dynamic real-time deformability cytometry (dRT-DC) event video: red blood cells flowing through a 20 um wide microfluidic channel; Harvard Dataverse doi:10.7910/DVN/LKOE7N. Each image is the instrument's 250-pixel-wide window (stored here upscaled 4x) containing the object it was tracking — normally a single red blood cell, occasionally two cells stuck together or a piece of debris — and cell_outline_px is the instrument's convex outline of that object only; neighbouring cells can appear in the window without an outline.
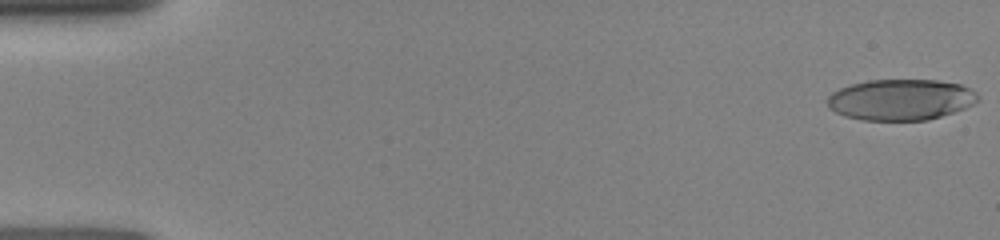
{"species": "human", "species_latin": "Homo sapiens", "temperature_condition": "room temperature", "stored_images_in_passage": 13, "camera_frame_rate_fps": 3000, "um_per_image_px": 0.085, "donor": {"sex": "female"}, "frame": {"image": 1, "passage_image": 1, "time_ms": 0.0, "image_size_px": [1000, 240], "cell_outline_px": [[980, 100], [964, 108], [928, 120], [864, 120], [844, 116], [828, 108], [828, 96], [832, 92], [840, 88], [852, 84], [868, 80], [936, 80], [960, 84], [976, 92], [980, 96]], "centroid_in_image_um": [76.56, 8.47], "position_along_channel_um": 8.4, "area_um2": 35.89}}
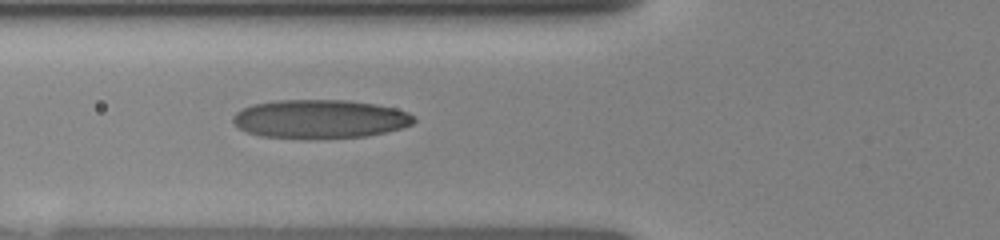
{"frame": {"image": 2, "passage_image": 8, "time_ms": 5.667, "image_size_px": [1000, 240], "cell_outline_px": [[416, 120], [412, 124], [400, 128], [368, 136], [308, 140], [300, 140], [260, 136], [248, 132], [232, 124], [232, 116], [236, 112], [252, 104], [276, 100], [348, 100], [376, 104], [396, 108], [408, 112]], "centroid_in_image_um": [27.16, 10.13], "position_along_channel_um": 98.6, "area_um2": 41.5}}
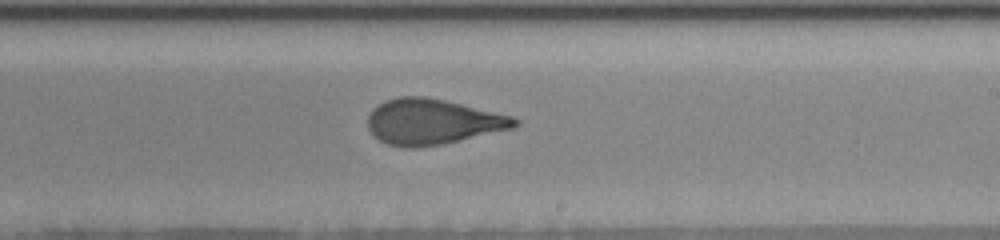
{"frame": {"image": 3, "passage_image": 13, "time_ms": 9.333, "image_size_px": [1000, 240], "cell_outline_px": [[520, 124], [516, 128], [444, 144], [416, 148], [408, 148], [388, 144], [380, 140], [368, 128], [368, 116], [380, 104], [388, 100], [400, 96], [424, 96], [444, 100], [512, 116], [520, 120]], "centroid_in_image_um": [36.83, 10.36], "position_along_channel_um": 252.2, "area_um2": 38.78}}